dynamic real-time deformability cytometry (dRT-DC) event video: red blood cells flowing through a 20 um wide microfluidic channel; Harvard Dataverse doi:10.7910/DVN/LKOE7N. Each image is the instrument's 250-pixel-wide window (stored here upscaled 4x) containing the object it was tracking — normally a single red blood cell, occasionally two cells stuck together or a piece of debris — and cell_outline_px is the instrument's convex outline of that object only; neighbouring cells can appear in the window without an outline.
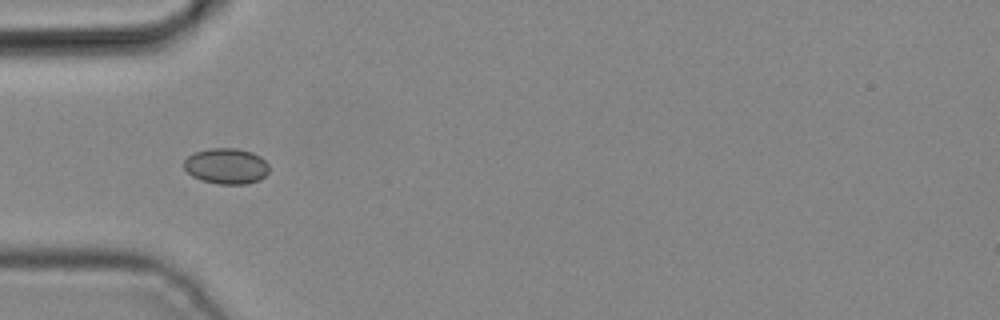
{"species": "common noctule bat (a hibernating species)", "species_latin": "Nyctalus noctula", "temperature_condition": "cold", "stored_images_in_passage": 3, "camera_frame_rate_fps": 3000, "um_per_image_px": 0.085, "animal": {"sex": "male", "body_mass_g": 19.2, "forearm_length_mm": 51.8}, "frame": {"image": 1, "passage_image": 2, "time_ms": 0.333, "image_size_px": [1000, 320], "cell_outline_px": [[268, 172], [260, 180], [244, 184], [216, 184], [200, 180], [192, 176], [184, 168], [184, 160], [192, 152], [208, 148], [236, 148], [252, 152], [260, 156], [268, 164]], "centroid_in_image_um": [19.21, 14.11], "position_along_channel_um": 65.8, "area_um2": 17.92}}
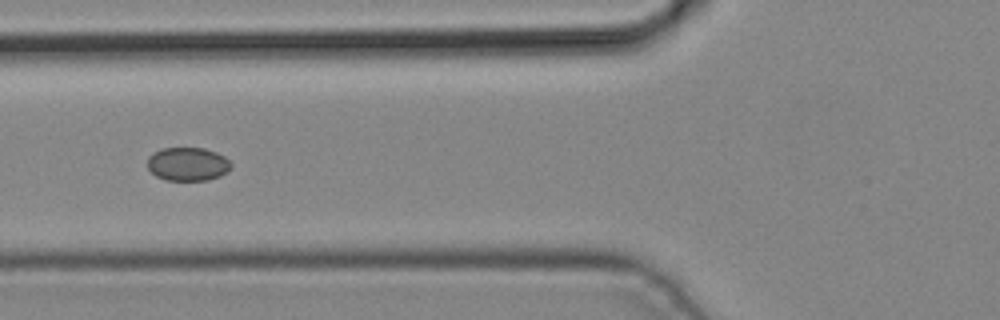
{"frame": {"image": 2, "passage_image": 3, "time_ms": 0.667, "image_size_px": [1000, 320], "cell_outline_px": [[232, 168], [228, 172], [220, 176], [208, 180], [164, 180], [156, 176], [148, 168], [148, 156], [152, 152], [160, 148], [204, 148], [216, 152], [224, 156], [232, 164]], "centroid_in_image_um": [15.96, 13.94], "position_along_channel_um": 109.8, "area_um2": 16.53}}